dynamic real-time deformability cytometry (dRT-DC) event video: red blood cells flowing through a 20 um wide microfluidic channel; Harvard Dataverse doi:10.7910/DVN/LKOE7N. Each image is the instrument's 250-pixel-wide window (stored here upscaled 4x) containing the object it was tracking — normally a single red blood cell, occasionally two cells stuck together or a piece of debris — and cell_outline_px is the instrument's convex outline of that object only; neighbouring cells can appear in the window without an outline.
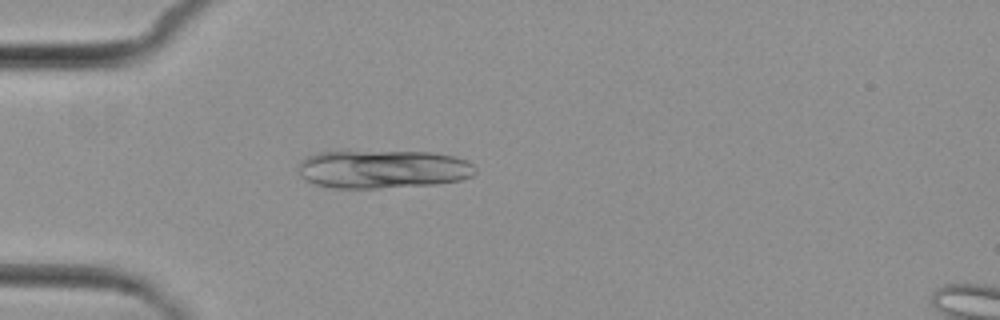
{"species": "common noctule bat (a hibernating species)", "species_latin": "Nyctalus noctula", "temperature_condition": "cold", "stored_images_in_passage": 2, "camera_frame_rate_fps": 3000, "um_per_image_px": 0.085, "animal": {"sex": "female", "body_mass_g": 29.2, "forearm_length_mm": 56.3}, "frame": {"image": 1, "passage_image": 2, "time_ms": 1.333, "image_size_px": [1000, 320], "cell_outline_px": [[476, 172], [472, 176], [460, 180], [436, 184], [380, 188], [332, 188], [316, 184], [308, 180], [300, 172], [300, 164], [308, 156], [316, 152], [344, 148], [348, 148], [432, 152], [452, 156], [468, 160], [476, 168]], "centroid_in_image_um": [32.55, 14.32], "position_along_channel_um": 52.5, "area_um2": 40.86}}